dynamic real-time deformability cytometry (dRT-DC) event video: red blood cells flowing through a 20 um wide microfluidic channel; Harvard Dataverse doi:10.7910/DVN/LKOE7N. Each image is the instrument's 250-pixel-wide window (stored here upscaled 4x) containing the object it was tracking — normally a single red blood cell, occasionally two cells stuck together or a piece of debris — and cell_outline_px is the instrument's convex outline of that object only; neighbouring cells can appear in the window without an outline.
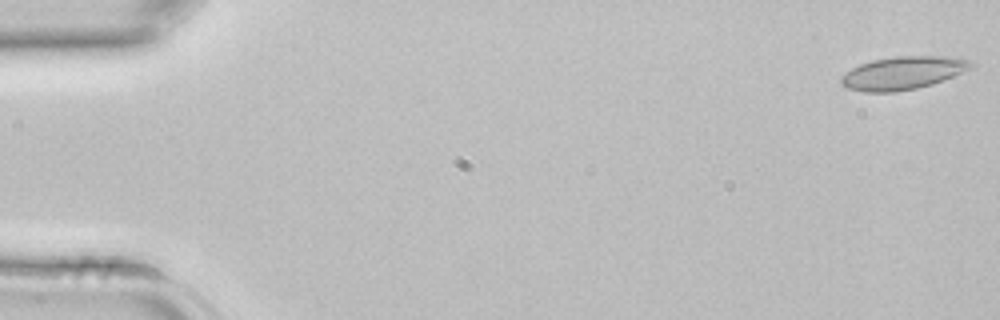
{"species": "common noctule bat (a hibernating species)", "species_latin": "Nyctalus noctula", "temperature_condition": "room temperature", "stored_images_in_passage": 4, "camera_frame_rate_fps": 3000, "um_per_image_px": 0.085, "animal": {"sex": "female", "body_mass_g": 22.7, "forearm_length_mm": 54.2}, "frame": {"image": 1, "passage_image": 1, "time_ms": 0.0, "image_size_px": [1000, 320], "cell_outline_px": [[972, 68], [932, 84], [916, 88], [896, 92], [864, 92], [848, 88], [840, 84], [840, 76], [852, 68], [860, 64], [872, 60], [896, 56], [948, 56], [968, 60], [972, 64]], "centroid_in_image_um": [76.69, 6.2], "position_along_channel_um": 8.3, "area_um2": 24.85}}
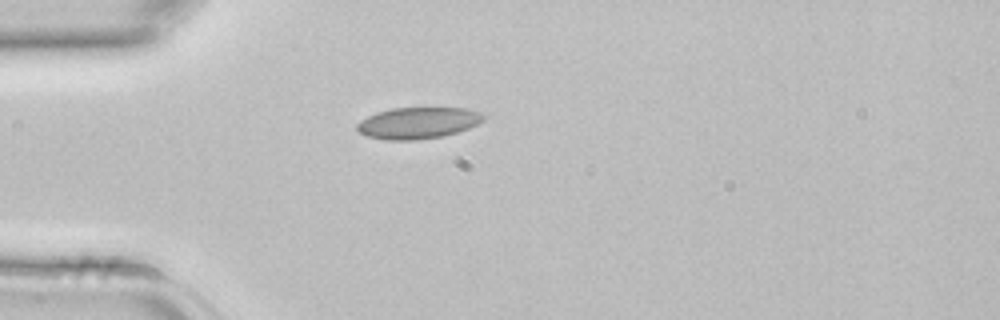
{"frame": {"image": 2, "passage_image": 4, "time_ms": 1.0, "image_size_px": [1000, 320], "cell_outline_px": [[484, 120], [468, 128], [444, 136], [416, 140], [384, 140], [368, 136], [360, 132], [356, 128], [356, 124], [360, 120], [376, 112], [392, 108], [464, 108], [480, 112], [484, 116]], "centroid_in_image_um": [35.5, 10.45], "position_along_channel_um": 49.5, "area_um2": 23.12}}